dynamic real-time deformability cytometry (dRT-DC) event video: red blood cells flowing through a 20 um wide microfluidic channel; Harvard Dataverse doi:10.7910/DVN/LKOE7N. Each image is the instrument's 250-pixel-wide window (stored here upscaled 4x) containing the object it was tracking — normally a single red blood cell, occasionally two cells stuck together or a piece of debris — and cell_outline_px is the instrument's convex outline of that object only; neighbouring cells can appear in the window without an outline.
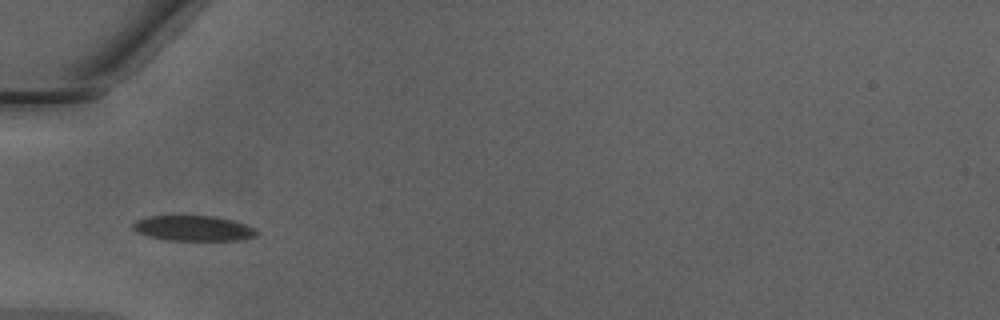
{"species": "Egyptian fruit bat (a non-hibernating species)", "species_latin": "Rousettus aegyptiacus", "temperature_condition": "warm", "stored_images_in_passage": 33, "camera_frame_rate_fps": 3000, "um_per_image_px": 0.085, "animal": {"sex": "male"}, "frame": {"image": 1, "passage_image": 1, "time_ms": 0.0, "image_size_px": [1000, 320], "cell_outline_px": [[260, 232], [256, 236], [244, 240], [168, 240], [148, 236], [132, 228], [132, 224], [136, 220], [148, 216], [216, 216], [232, 220], [256, 228]], "centroid_in_image_um": [16.49, 19.4], "position_along_channel_um": 68.5, "area_um2": 18.26}}
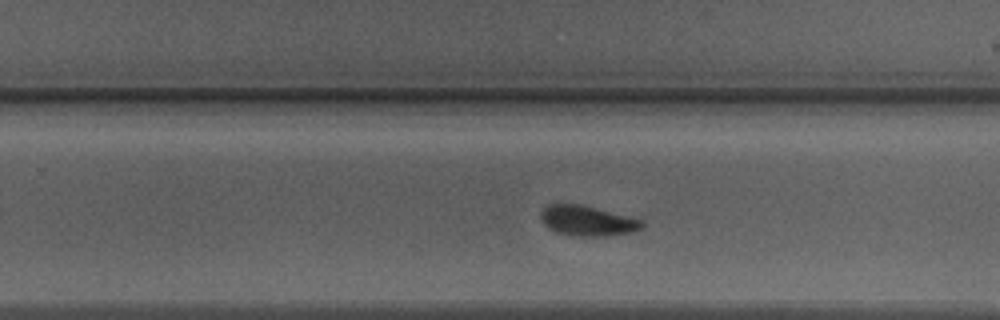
{"frame": {"image": 2, "passage_image": 16, "time_ms": 5.0, "image_size_px": [1000, 320], "cell_outline_px": [[644, 228], [636, 232], [608, 236], [572, 236], [556, 232], [548, 228], [544, 224], [540, 216], [540, 212], [548, 204], [556, 200], [580, 204], [644, 220]], "centroid_in_image_um": [49.91, 18.74], "position_along_channel_um": 279.9, "area_um2": 18.5}}
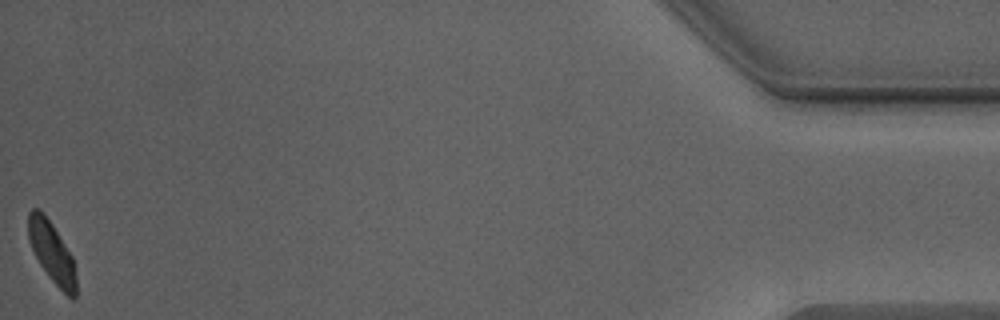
{"frame": {"image": 3, "passage_image": 33, "time_ms": 10.667, "image_size_px": [1000, 320], "cell_outline_px": [[76, 296], [72, 300], [48, 276], [40, 264], [28, 240], [28, 212], [32, 208], [36, 208], [44, 212], [52, 224], [72, 256], [76, 272]], "centroid_in_image_um": [4.4, 21.43], "position_along_channel_um": 430.8, "area_um2": 16.88}, "authors_computed_cell_mechanics": {"area_um2": 18.3804, "velocity_mm_per_s": 4.2593, "shape_relaxation_time_tau1_ms": 3.8274, "shape_relaxation_time_tau2_ms": null, "deformation_change_tau1": 0.1307, "deformation_change_tau2": null}}